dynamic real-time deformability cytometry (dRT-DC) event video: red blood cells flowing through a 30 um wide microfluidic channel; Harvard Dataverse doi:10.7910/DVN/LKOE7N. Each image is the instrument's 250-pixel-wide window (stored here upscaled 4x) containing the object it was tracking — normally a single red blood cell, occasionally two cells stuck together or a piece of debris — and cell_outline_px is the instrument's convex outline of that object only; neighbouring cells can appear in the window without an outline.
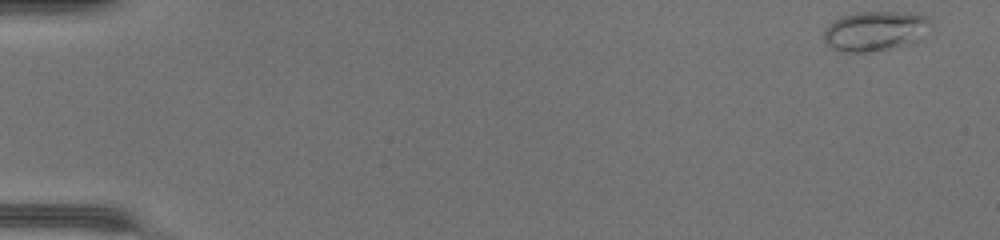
{"species": "common noctule bat (a hibernating species)", "species_latin": "Nyctalus noctula", "temperature_condition": "warm", "stored_images_in_passage": 46, "camera_frame_rate_fps": 3000, "um_per_image_px": 0.085, "animal": {"sex": "female", "body_mass_g": 17.0, "forearm_length_mm": 48.0}, "frame": {"image": 1, "passage_image": 1, "time_ms": 0.0, "image_size_px": [1000, 240], "cell_outline_px": [[932, 24], [916, 40], [908, 44], [868, 52], [840, 52], [832, 48], [824, 40], [824, 32], [828, 24], [840, 16], [856, 12], [916, 12], [932, 16]], "centroid_in_image_um": [74.4, 2.6], "position_along_channel_um": 10.6, "area_um2": 24.97}}
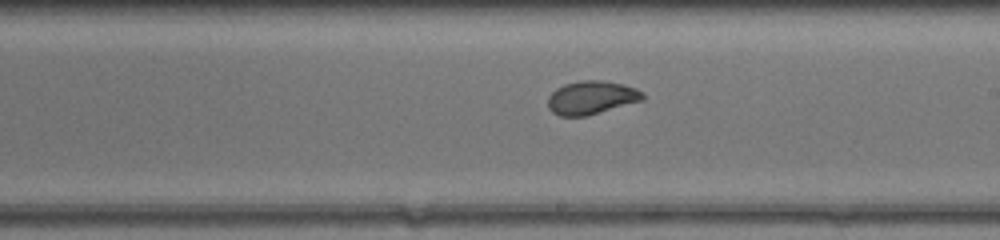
{"frame": {"image": 2, "passage_image": 28, "time_ms": 9.0, "image_size_px": [1000, 240], "cell_outline_px": [[644, 100], [588, 116], [560, 116], [552, 112], [548, 108], [548, 96], [556, 88], [564, 84], [580, 80], [600, 80], [624, 84], [636, 88], [644, 92]], "centroid_in_image_um": [50.28, 8.3], "position_along_channel_um": 238.7, "area_um2": 18.73}}
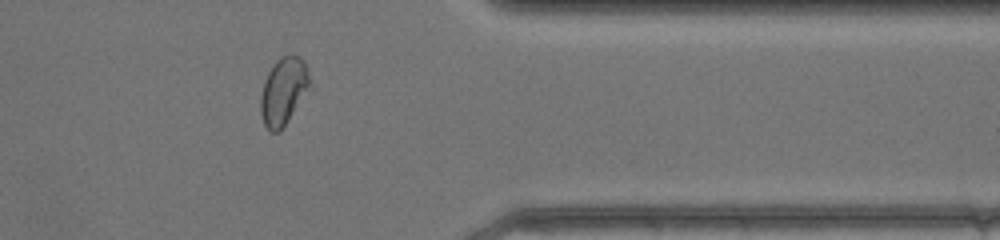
{"frame": {"image": 3, "passage_image": 39, "time_ms": 12.667, "image_size_px": [1000, 240], "cell_outline_px": [[308, 84], [280, 132], [272, 132], [264, 124], [260, 112], [260, 96], [264, 80], [268, 72], [276, 60], [280, 56], [288, 52], [300, 56], [304, 60], [308, 68]], "centroid_in_image_um": [24.03, 7.66], "position_along_channel_um": 387.4, "area_um2": 18.73}}